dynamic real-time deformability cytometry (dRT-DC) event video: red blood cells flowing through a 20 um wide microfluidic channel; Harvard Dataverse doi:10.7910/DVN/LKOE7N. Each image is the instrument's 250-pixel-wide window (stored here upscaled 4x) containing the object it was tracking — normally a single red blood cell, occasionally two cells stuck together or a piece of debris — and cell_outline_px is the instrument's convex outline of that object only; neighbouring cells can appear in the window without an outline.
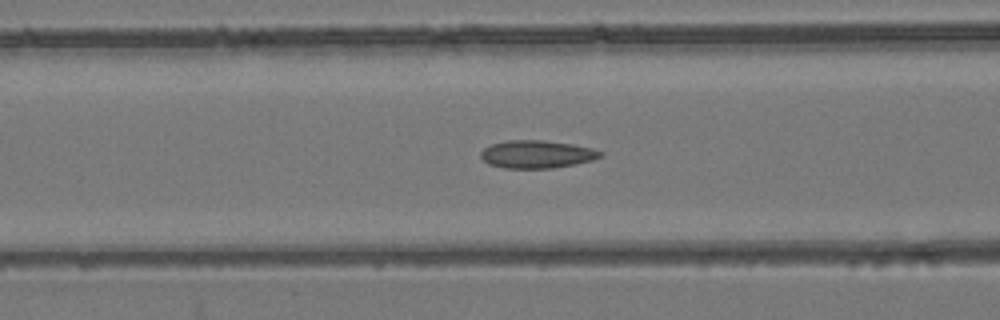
{"species": "common noctule bat (a hibernating species)", "species_latin": "Nyctalus noctula", "temperature_condition": "room temperature", "stored_images_in_passage": 43, "camera_frame_rate_fps": 3000, "um_per_image_px": 0.085, "animal": {"sex": "female", "body_mass_g": 24.6, "forearm_length_mm": 56.2}, "frame": {"image": 1, "passage_image": 11, "time_ms": 3.333, "image_size_px": [1000, 320], "cell_outline_px": [[604, 156], [592, 160], [576, 164], [552, 168], [504, 168], [488, 164], [480, 156], [480, 152], [484, 148], [492, 144], [508, 140], [540, 140], [572, 144], [592, 148], [604, 152]], "centroid_in_image_um": [45.65, 13.11], "position_along_channel_um": 121.0, "area_um2": 19.42}}
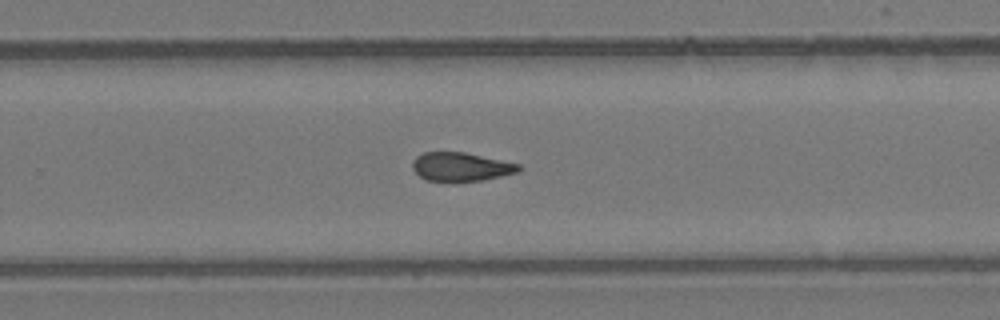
{"frame": {"image": 2, "passage_image": 24, "time_ms": 7.667, "image_size_px": [1000, 320], "cell_outline_px": [[524, 168], [516, 172], [500, 176], [480, 180], [424, 180], [412, 168], [412, 160], [416, 156], [424, 152], [464, 152], [520, 164]], "centroid_in_image_um": [39.16, 14.15], "position_along_channel_um": 290.6, "area_um2": 17.46}}
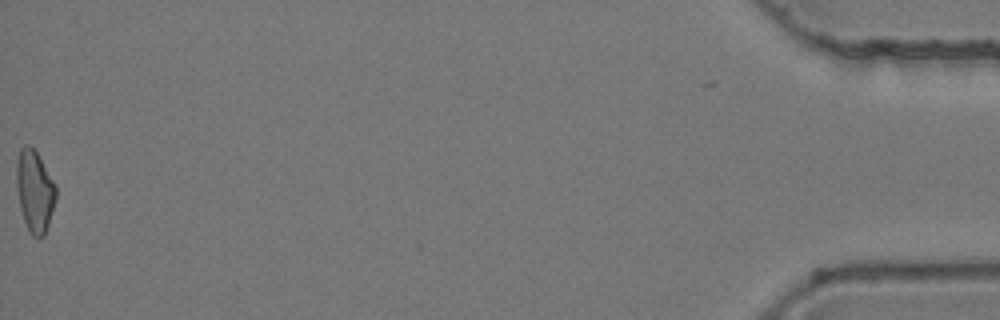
{"frame": {"image": 3, "passage_image": 43, "time_ms": 14.0, "image_size_px": [1000, 320], "cell_outline_px": [[56, 196], [48, 224], [44, 236], [32, 236], [24, 220], [20, 208], [16, 184], [16, 164], [20, 148], [24, 144], [28, 144], [36, 152], [56, 184]], "centroid_in_image_um": [2.94, 16.21], "position_along_channel_um": 432.3, "area_um2": 18.55}, "authors_computed_cell_mechanics": {"area_um2": 18.6116, "velocity_mm_per_s": 3.9194, "shape_relaxation_time_tau1_ms": null, "shape_relaxation_time_tau2_ms": 3.3729, "deformation_change_tau1": null, "deformation_change_tau2": 0.1007}}